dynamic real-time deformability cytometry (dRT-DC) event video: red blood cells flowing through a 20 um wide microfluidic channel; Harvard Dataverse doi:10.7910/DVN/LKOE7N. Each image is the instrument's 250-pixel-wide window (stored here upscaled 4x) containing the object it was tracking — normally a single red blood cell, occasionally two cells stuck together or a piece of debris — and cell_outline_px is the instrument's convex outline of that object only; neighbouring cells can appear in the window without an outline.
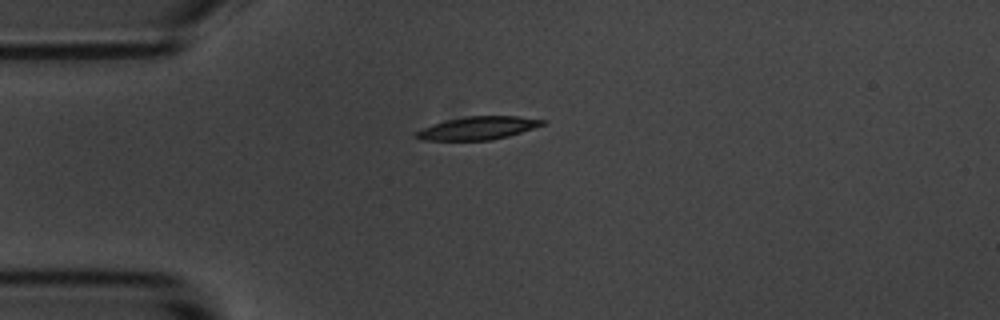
{"species": "common noctule bat (a hibernating species)", "species_latin": "Nyctalus noctula", "temperature_condition": "room temperature", "stored_images_in_passage": 12, "camera_frame_rate_fps": 3000, "um_per_image_px": 0.085, "animal": {"sex": "male", "body_mass_g": 20.1, "forearm_length_mm": 53.5}, "frame": {"image": 1, "passage_image": 1, "time_ms": 0.0, "image_size_px": [1000, 320], "cell_outline_px": [[544, 124], [508, 136], [488, 140], [424, 140], [412, 136], [416, 132], [432, 124], [464, 116], [516, 116], [544, 120]], "centroid_in_image_um": [40.57, 10.88], "position_along_channel_um": 44.4, "area_um2": 16.59}}
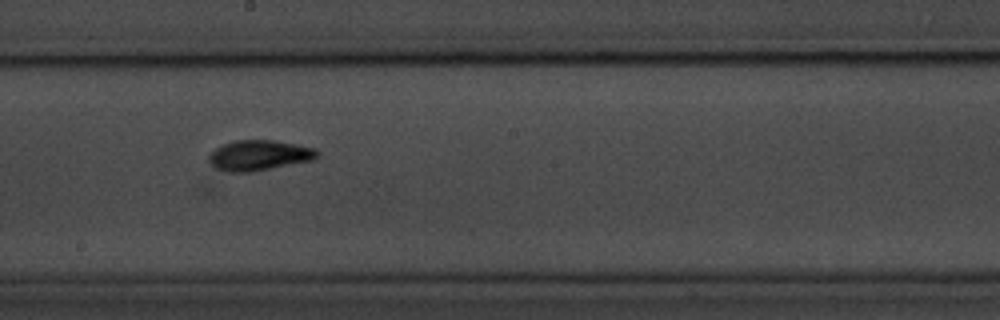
{"frame": {"image": 2, "passage_image": 6, "time_ms": 5.667, "image_size_px": [1000, 320], "cell_outline_px": [[320, 156], [312, 160], [252, 172], [228, 172], [216, 168], [208, 160], [208, 156], [216, 148], [224, 144], [236, 140], [276, 140], [316, 148], [320, 152]], "centroid_in_image_um": [22.06, 13.2], "position_along_channel_um": 226.1, "area_um2": 19.19}}
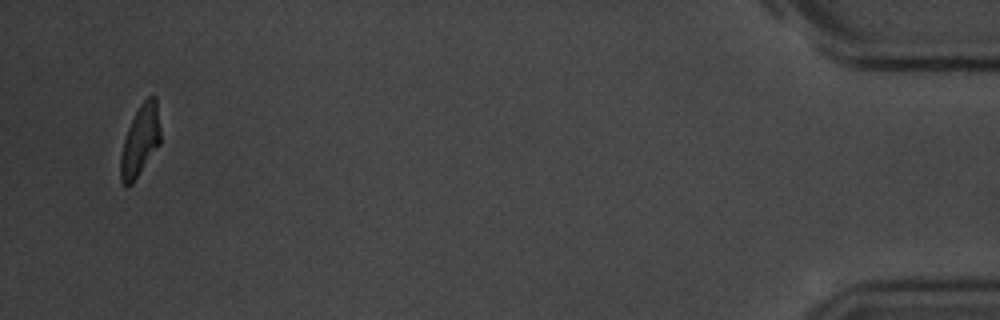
{"frame": {"image": 3, "passage_image": 12, "time_ms": 13.667, "image_size_px": [1000, 320], "cell_outline_px": [[160, 144], [132, 184], [124, 184], [120, 180], [120, 156], [124, 140], [128, 128], [140, 104], [152, 92], [156, 96], [160, 128]], "centroid_in_image_um": [11.93, 11.92], "position_along_channel_um": 423.3, "area_um2": 16.42}, "authors_computed_cell_mechanics": {"area_um2": 17.2244, "velocity_mm_per_s": 3.5144, "shape_relaxation_time_tau1_ms": 4.3244, "shape_relaxation_time_tau2_ms": 3.9769, "deformation_change_tau1": 0.1865, "deformation_change_tau2": 0.095}}